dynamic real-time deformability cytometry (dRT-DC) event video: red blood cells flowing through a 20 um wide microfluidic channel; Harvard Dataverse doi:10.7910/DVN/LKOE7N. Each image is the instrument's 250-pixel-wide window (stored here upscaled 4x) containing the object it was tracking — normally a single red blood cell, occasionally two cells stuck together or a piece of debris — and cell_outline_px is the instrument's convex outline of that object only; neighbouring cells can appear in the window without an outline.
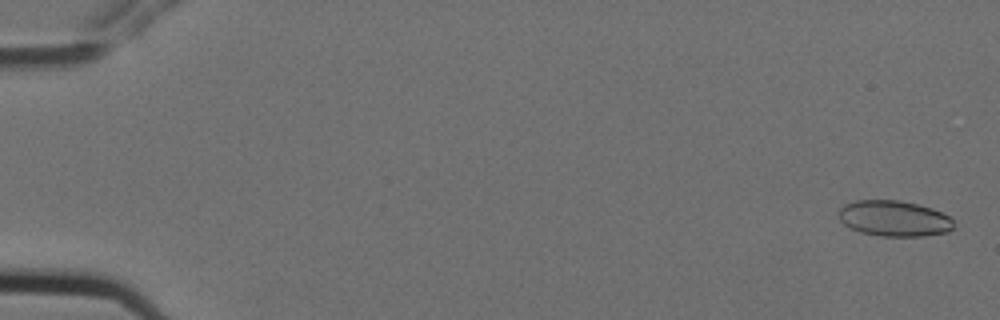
{"species": "Egyptian fruit bat (a non-hibernating species)", "species_latin": "Rousettus aegyptiacus", "temperature_condition": "cold", "stored_images_in_passage": 14, "camera_frame_rate_fps": 3000, "um_per_image_px": 0.085, "animal": {"sex": "female"}, "frame": {"image": 1, "passage_image": 1, "time_ms": 0.0, "image_size_px": [1000, 320], "cell_outline_px": [[952, 228], [948, 232], [924, 236], [880, 236], [860, 232], [848, 228], [840, 220], [840, 208], [844, 204], [856, 200], [900, 200], [932, 208], [948, 216], [952, 220]], "centroid_in_image_um": [75.97, 18.57], "position_along_channel_um": 9.0, "area_um2": 23.93}}
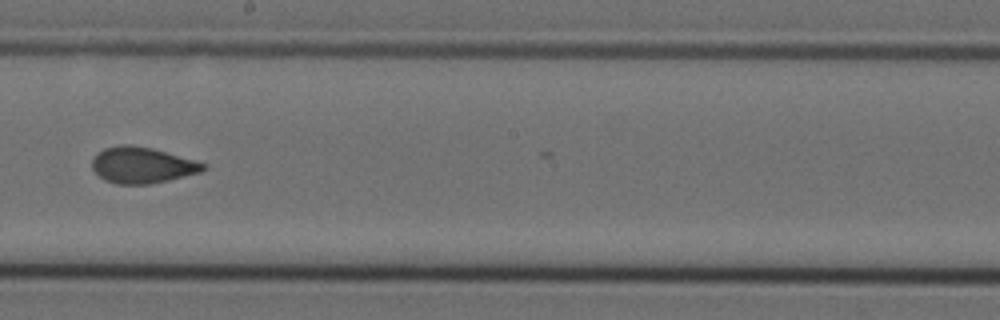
{"frame": {"image": 2, "passage_image": 9, "time_ms": 2.667, "image_size_px": [1000, 320], "cell_outline_px": [[208, 168], [200, 172], [168, 180], [148, 184], [116, 184], [104, 180], [92, 168], [92, 160], [96, 152], [104, 148], [120, 144], [128, 144], [152, 148], [208, 164]], "centroid_in_image_um": [12.06, 14.03], "position_along_channel_um": 236.1, "area_um2": 23.41}}
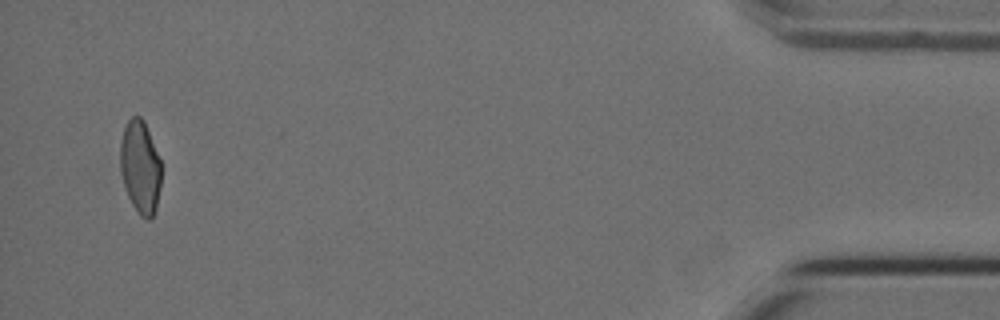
{"frame": {"image": 3, "passage_image": 14, "time_ms": 4.333, "image_size_px": [1000, 320], "cell_outline_px": [[160, 188], [156, 208], [152, 216], [148, 220], [140, 216], [132, 204], [128, 196], [120, 172], [120, 140], [124, 128], [128, 120], [132, 116], [140, 116], [144, 120], [160, 160]], "centroid_in_image_um": [11.9, 14.19], "position_along_channel_um": 423.3, "area_um2": 22.14}}